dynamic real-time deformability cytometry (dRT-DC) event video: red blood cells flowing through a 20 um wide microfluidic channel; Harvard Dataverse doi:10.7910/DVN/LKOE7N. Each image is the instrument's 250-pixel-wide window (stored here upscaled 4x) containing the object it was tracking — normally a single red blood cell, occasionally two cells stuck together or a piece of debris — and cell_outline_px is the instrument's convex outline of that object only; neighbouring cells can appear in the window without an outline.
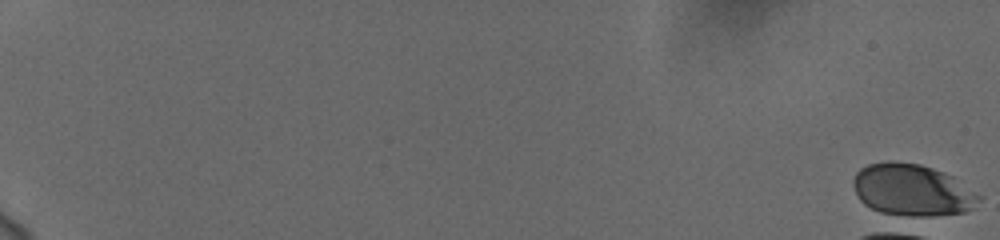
{"species": "human", "species_latin": "Homo sapiens", "temperature_condition": "cold", "stored_images_in_passage": 1, "camera_frame_rate_fps": 3000, "um_per_image_px": 0.085, "donor": {"sex": "female"}, "frame": {"image": 1, "passage_image": 1, "time_ms": 0.0, "image_size_px": [1000, 240], "cell_outline_px": [[984, 196], [972, 208], [964, 212], [920, 220], [916, 220], [888, 216], [864, 204], [860, 200], [852, 184], [852, 180], [856, 172], [860, 168], [868, 164], [892, 160], [920, 164], [944, 172], [952, 176]], "centroid_in_image_um": [77.55, 16.21], "position_along_channel_um": 7.5, "area_um2": 39.48}}